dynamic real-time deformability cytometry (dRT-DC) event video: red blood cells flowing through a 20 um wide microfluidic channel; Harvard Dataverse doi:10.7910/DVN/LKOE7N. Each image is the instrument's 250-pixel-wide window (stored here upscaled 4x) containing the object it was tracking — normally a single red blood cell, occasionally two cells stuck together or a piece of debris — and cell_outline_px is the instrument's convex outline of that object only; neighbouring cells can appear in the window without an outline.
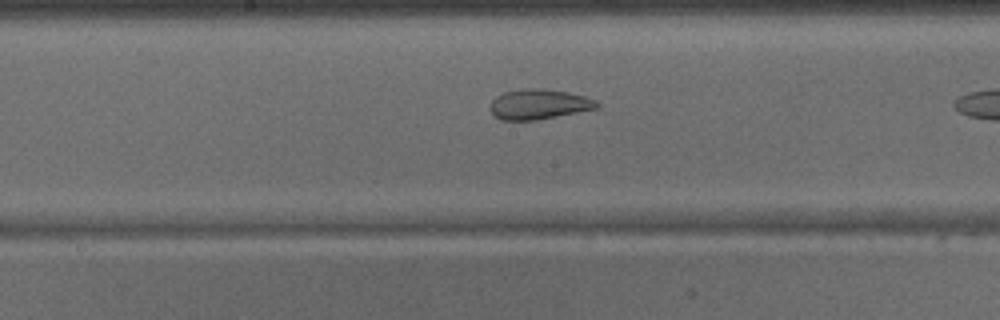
{"species": "common noctule bat (a hibernating species)", "species_latin": "Nyctalus noctula", "temperature_condition": "warm", "stored_images_in_passage": 18, "camera_frame_rate_fps": 3000, "um_per_image_px": 0.085, "animal": {"sex": "male", "body_mass_g": 15.6}, "frame": {"image": 1, "passage_image": 13, "time_ms": 4.0, "image_size_px": [1000, 320], "cell_outline_px": [[600, 108], [536, 120], [500, 120], [488, 108], [492, 100], [496, 96], [504, 92], [524, 88], [544, 88], [568, 92], [584, 96], [596, 100], [600, 104]], "centroid_in_image_um": [45.81, 8.85], "position_along_channel_um": 202.4, "area_um2": 18.9}}